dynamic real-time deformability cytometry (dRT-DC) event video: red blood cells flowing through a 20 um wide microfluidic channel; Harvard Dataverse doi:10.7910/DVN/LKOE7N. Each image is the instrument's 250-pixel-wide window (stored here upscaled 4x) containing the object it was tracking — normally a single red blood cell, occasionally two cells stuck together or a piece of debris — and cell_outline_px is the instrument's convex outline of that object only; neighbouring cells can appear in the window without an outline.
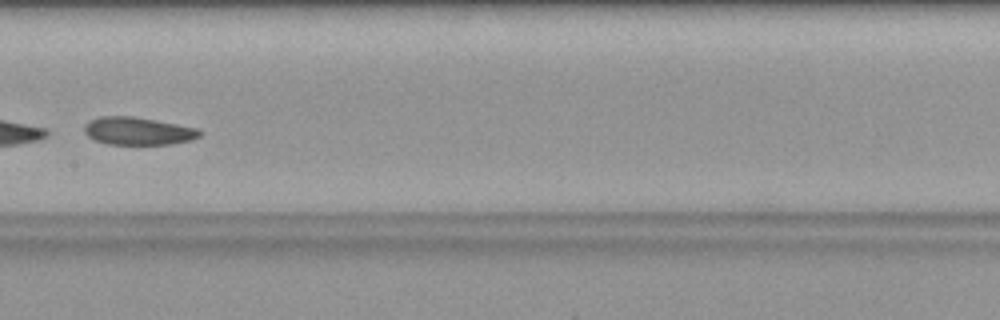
{"species": "common noctule bat (a hibernating species)", "species_latin": "Nyctalus noctula", "temperature_condition": "warm", "stored_images_in_passage": 27, "camera_frame_rate_fps": 3000, "um_per_image_px": 0.085, "animal": {"sex": "female", "body_mass_g": 19.9}, "frame": {"image": 1, "passage_image": 12, "time_ms": 3.667, "image_size_px": [1000, 320], "cell_outline_px": [[204, 132], [200, 136], [192, 140], [172, 144], [108, 144], [96, 140], [88, 136], [84, 132], [84, 124], [88, 120], [100, 116], [132, 116], [156, 120], [196, 128]], "centroid_in_image_um": [11.72, 11.13], "position_along_channel_um": 195.7, "area_um2": 18.73}}